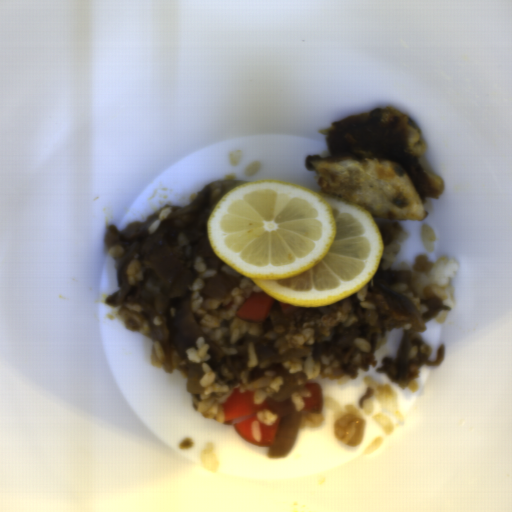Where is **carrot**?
Returning a JSON list of instances; mask_svg holds the SVG:
<instances>
[{
    "label": "carrot",
    "instance_id": "b8716197",
    "mask_svg": "<svg viewBox=\"0 0 512 512\" xmlns=\"http://www.w3.org/2000/svg\"><path fill=\"white\" fill-rule=\"evenodd\" d=\"M270 397L263 400L262 403L256 404L254 390H245L240 392V387L234 388L232 394L221 405L224 412L223 423L225 425H234L238 435L248 443L269 447L275 442L276 436L281 428L282 418L278 417L276 422L267 425L260 424L261 441L257 442L253 436L252 424L258 420L257 414L264 409H271L269 404Z\"/></svg>",
    "mask_w": 512,
    "mask_h": 512
},
{
    "label": "carrot",
    "instance_id": "cead05ca",
    "mask_svg": "<svg viewBox=\"0 0 512 512\" xmlns=\"http://www.w3.org/2000/svg\"><path fill=\"white\" fill-rule=\"evenodd\" d=\"M274 299L264 291L254 293L237 309L236 315L246 322L264 323L272 311Z\"/></svg>",
    "mask_w": 512,
    "mask_h": 512
},
{
    "label": "carrot",
    "instance_id": "1c9b5961",
    "mask_svg": "<svg viewBox=\"0 0 512 512\" xmlns=\"http://www.w3.org/2000/svg\"><path fill=\"white\" fill-rule=\"evenodd\" d=\"M303 387L310 392L311 397H303L305 406L302 411H320L322 408L320 385L317 382H307Z\"/></svg>",
    "mask_w": 512,
    "mask_h": 512
},
{
    "label": "carrot",
    "instance_id": "07d2c1c8",
    "mask_svg": "<svg viewBox=\"0 0 512 512\" xmlns=\"http://www.w3.org/2000/svg\"><path fill=\"white\" fill-rule=\"evenodd\" d=\"M279 305L281 307V309L283 310L284 313H292V312H295V311H299L300 307L301 306H295V305H290V304H287V303H284L282 301H279Z\"/></svg>",
    "mask_w": 512,
    "mask_h": 512
}]
</instances>
